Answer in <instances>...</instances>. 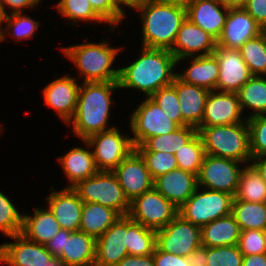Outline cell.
Returning <instances> with one entry per match:
<instances>
[{
    "label": "cell",
    "instance_id": "6da1fadb",
    "mask_svg": "<svg viewBox=\"0 0 266 266\" xmlns=\"http://www.w3.org/2000/svg\"><path fill=\"white\" fill-rule=\"evenodd\" d=\"M141 52L132 64L119 68V89L135 88L151 97L160 88L173 83L177 60L167 49L142 47Z\"/></svg>",
    "mask_w": 266,
    "mask_h": 266
},
{
    "label": "cell",
    "instance_id": "7a4b0ae2",
    "mask_svg": "<svg viewBox=\"0 0 266 266\" xmlns=\"http://www.w3.org/2000/svg\"><path fill=\"white\" fill-rule=\"evenodd\" d=\"M78 93L76 110L72 123L73 133L83 141L93 134L110 130L106 129L111 106L112 91L119 88L118 81L83 82Z\"/></svg>",
    "mask_w": 266,
    "mask_h": 266
},
{
    "label": "cell",
    "instance_id": "3957f363",
    "mask_svg": "<svg viewBox=\"0 0 266 266\" xmlns=\"http://www.w3.org/2000/svg\"><path fill=\"white\" fill-rule=\"evenodd\" d=\"M135 9L143 20L142 46L170 50L187 18L186 7L166 0H143Z\"/></svg>",
    "mask_w": 266,
    "mask_h": 266
},
{
    "label": "cell",
    "instance_id": "277c9868",
    "mask_svg": "<svg viewBox=\"0 0 266 266\" xmlns=\"http://www.w3.org/2000/svg\"><path fill=\"white\" fill-rule=\"evenodd\" d=\"M197 130L203 141L205 154L232 159L242 164L252 161L247 120L230 125L199 127Z\"/></svg>",
    "mask_w": 266,
    "mask_h": 266
},
{
    "label": "cell",
    "instance_id": "5b68a950",
    "mask_svg": "<svg viewBox=\"0 0 266 266\" xmlns=\"http://www.w3.org/2000/svg\"><path fill=\"white\" fill-rule=\"evenodd\" d=\"M65 56L74 62L83 82H111L119 80V69H112V63L119 48L102 43H84L62 49Z\"/></svg>",
    "mask_w": 266,
    "mask_h": 266
},
{
    "label": "cell",
    "instance_id": "8992f818",
    "mask_svg": "<svg viewBox=\"0 0 266 266\" xmlns=\"http://www.w3.org/2000/svg\"><path fill=\"white\" fill-rule=\"evenodd\" d=\"M72 189L83 202L110 207L121 216L128 215L130 211V202L112 171H98L95 175L78 182Z\"/></svg>",
    "mask_w": 266,
    "mask_h": 266
},
{
    "label": "cell",
    "instance_id": "52a82bcc",
    "mask_svg": "<svg viewBox=\"0 0 266 266\" xmlns=\"http://www.w3.org/2000/svg\"><path fill=\"white\" fill-rule=\"evenodd\" d=\"M195 190L193 195L178 208V214L193 225L203 227L212 221L232 214L234 196L220 191Z\"/></svg>",
    "mask_w": 266,
    "mask_h": 266
},
{
    "label": "cell",
    "instance_id": "ba28073f",
    "mask_svg": "<svg viewBox=\"0 0 266 266\" xmlns=\"http://www.w3.org/2000/svg\"><path fill=\"white\" fill-rule=\"evenodd\" d=\"M84 142L92 148L93 158L98 171H113L132 151V139L120 134L116 127L96 133Z\"/></svg>",
    "mask_w": 266,
    "mask_h": 266
},
{
    "label": "cell",
    "instance_id": "9c48e42d",
    "mask_svg": "<svg viewBox=\"0 0 266 266\" xmlns=\"http://www.w3.org/2000/svg\"><path fill=\"white\" fill-rule=\"evenodd\" d=\"M178 215V208L155 188L130 202L128 216L144 227L158 230Z\"/></svg>",
    "mask_w": 266,
    "mask_h": 266
},
{
    "label": "cell",
    "instance_id": "30bf717a",
    "mask_svg": "<svg viewBox=\"0 0 266 266\" xmlns=\"http://www.w3.org/2000/svg\"><path fill=\"white\" fill-rule=\"evenodd\" d=\"M168 115L147 97L133 112L130 127L134 137H131L134 147L141 145L147 138L161 136L174 132L179 126L167 117Z\"/></svg>",
    "mask_w": 266,
    "mask_h": 266
},
{
    "label": "cell",
    "instance_id": "8fae6325",
    "mask_svg": "<svg viewBox=\"0 0 266 266\" xmlns=\"http://www.w3.org/2000/svg\"><path fill=\"white\" fill-rule=\"evenodd\" d=\"M156 246L163 252L188 257L202 246L201 227L178 214L165 227L156 230Z\"/></svg>",
    "mask_w": 266,
    "mask_h": 266
},
{
    "label": "cell",
    "instance_id": "7c38bea8",
    "mask_svg": "<svg viewBox=\"0 0 266 266\" xmlns=\"http://www.w3.org/2000/svg\"><path fill=\"white\" fill-rule=\"evenodd\" d=\"M240 162L205 154L197 176L198 187L235 195L241 169Z\"/></svg>",
    "mask_w": 266,
    "mask_h": 266
},
{
    "label": "cell",
    "instance_id": "4fadbf2b",
    "mask_svg": "<svg viewBox=\"0 0 266 266\" xmlns=\"http://www.w3.org/2000/svg\"><path fill=\"white\" fill-rule=\"evenodd\" d=\"M129 202L154 188L146 162L135 149L113 171Z\"/></svg>",
    "mask_w": 266,
    "mask_h": 266
},
{
    "label": "cell",
    "instance_id": "5bb4252c",
    "mask_svg": "<svg viewBox=\"0 0 266 266\" xmlns=\"http://www.w3.org/2000/svg\"><path fill=\"white\" fill-rule=\"evenodd\" d=\"M213 55L218 60L219 65L216 91L237 93L252 77L240 51L216 45Z\"/></svg>",
    "mask_w": 266,
    "mask_h": 266
},
{
    "label": "cell",
    "instance_id": "9a60e30c",
    "mask_svg": "<svg viewBox=\"0 0 266 266\" xmlns=\"http://www.w3.org/2000/svg\"><path fill=\"white\" fill-rule=\"evenodd\" d=\"M13 243L0 245V262L10 266H44L54 256L45 245L33 242L22 234L11 236Z\"/></svg>",
    "mask_w": 266,
    "mask_h": 266
},
{
    "label": "cell",
    "instance_id": "2e32d148",
    "mask_svg": "<svg viewBox=\"0 0 266 266\" xmlns=\"http://www.w3.org/2000/svg\"><path fill=\"white\" fill-rule=\"evenodd\" d=\"M216 45L217 41L211 35L186 18L177 32L173 47L169 51L178 63L190 56L212 55ZM199 51L203 52L196 55Z\"/></svg>",
    "mask_w": 266,
    "mask_h": 266
},
{
    "label": "cell",
    "instance_id": "e0dca14e",
    "mask_svg": "<svg viewBox=\"0 0 266 266\" xmlns=\"http://www.w3.org/2000/svg\"><path fill=\"white\" fill-rule=\"evenodd\" d=\"M261 34V26L244 8H229L217 46L239 50L249 39Z\"/></svg>",
    "mask_w": 266,
    "mask_h": 266
},
{
    "label": "cell",
    "instance_id": "ac0fdd59",
    "mask_svg": "<svg viewBox=\"0 0 266 266\" xmlns=\"http://www.w3.org/2000/svg\"><path fill=\"white\" fill-rule=\"evenodd\" d=\"M127 215L120 216L113 225L96 239L94 266H116L127 252Z\"/></svg>",
    "mask_w": 266,
    "mask_h": 266
},
{
    "label": "cell",
    "instance_id": "d6986e66",
    "mask_svg": "<svg viewBox=\"0 0 266 266\" xmlns=\"http://www.w3.org/2000/svg\"><path fill=\"white\" fill-rule=\"evenodd\" d=\"M219 92V93H217ZM241 107L237 93L210 91L200 127L230 125L246 121L241 119Z\"/></svg>",
    "mask_w": 266,
    "mask_h": 266
},
{
    "label": "cell",
    "instance_id": "ffe728a7",
    "mask_svg": "<svg viewBox=\"0 0 266 266\" xmlns=\"http://www.w3.org/2000/svg\"><path fill=\"white\" fill-rule=\"evenodd\" d=\"M197 187V175L180 168L154 179V188L177 208H180L193 195Z\"/></svg>",
    "mask_w": 266,
    "mask_h": 266
},
{
    "label": "cell",
    "instance_id": "44dd1931",
    "mask_svg": "<svg viewBox=\"0 0 266 266\" xmlns=\"http://www.w3.org/2000/svg\"><path fill=\"white\" fill-rule=\"evenodd\" d=\"M79 88L75 77L64 76L52 81L43 90L45 104L53 108L67 124L74 116Z\"/></svg>",
    "mask_w": 266,
    "mask_h": 266
},
{
    "label": "cell",
    "instance_id": "7402d4cb",
    "mask_svg": "<svg viewBox=\"0 0 266 266\" xmlns=\"http://www.w3.org/2000/svg\"><path fill=\"white\" fill-rule=\"evenodd\" d=\"M52 193L46 198L48 208L53 213L56 221L62 229L69 231H79L83 201L72 188H64Z\"/></svg>",
    "mask_w": 266,
    "mask_h": 266
},
{
    "label": "cell",
    "instance_id": "603a6c76",
    "mask_svg": "<svg viewBox=\"0 0 266 266\" xmlns=\"http://www.w3.org/2000/svg\"><path fill=\"white\" fill-rule=\"evenodd\" d=\"M224 9V12L220 9ZM187 18L216 41L222 34L229 11L218 0H196L186 7Z\"/></svg>",
    "mask_w": 266,
    "mask_h": 266
},
{
    "label": "cell",
    "instance_id": "cb8c5ba5",
    "mask_svg": "<svg viewBox=\"0 0 266 266\" xmlns=\"http://www.w3.org/2000/svg\"><path fill=\"white\" fill-rule=\"evenodd\" d=\"M172 85L176 89L183 121L198 129L204 115L205 103L210 91L183 82L177 76Z\"/></svg>",
    "mask_w": 266,
    "mask_h": 266
},
{
    "label": "cell",
    "instance_id": "d4e9b609",
    "mask_svg": "<svg viewBox=\"0 0 266 266\" xmlns=\"http://www.w3.org/2000/svg\"><path fill=\"white\" fill-rule=\"evenodd\" d=\"M96 239L82 231L64 229L63 252L58 258L66 266H94Z\"/></svg>",
    "mask_w": 266,
    "mask_h": 266
},
{
    "label": "cell",
    "instance_id": "484cf974",
    "mask_svg": "<svg viewBox=\"0 0 266 266\" xmlns=\"http://www.w3.org/2000/svg\"><path fill=\"white\" fill-rule=\"evenodd\" d=\"M61 229L49 208H35L34 215H23L21 233L30 241L45 245Z\"/></svg>",
    "mask_w": 266,
    "mask_h": 266
},
{
    "label": "cell",
    "instance_id": "4316f807",
    "mask_svg": "<svg viewBox=\"0 0 266 266\" xmlns=\"http://www.w3.org/2000/svg\"><path fill=\"white\" fill-rule=\"evenodd\" d=\"M240 235V226L232 214L201 227V243L204 247L238 245Z\"/></svg>",
    "mask_w": 266,
    "mask_h": 266
},
{
    "label": "cell",
    "instance_id": "83f0119b",
    "mask_svg": "<svg viewBox=\"0 0 266 266\" xmlns=\"http://www.w3.org/2000/svg\"><path fill=\"white\" fill-rule=\"evenodd\" d=\"M191 65L182 73L176 76L183 82L205 88L208 91H216V84L219 77V65L216 57L196 56L192 58Z\"/></svg>",
    "mask_w": 266,
    "mask_h": 266
},
{
    "label": "cell",
    "instance_id": "f1b7e54d",
    "mask_svg": "<svg viewBox=\"0 0 266 266\" xmlns=\"http://www.w3.org/2000/svg\"><path fill=\"white\" fill-rule=\"evenodd\" d=\"M121 215L99 203L84 202L79 230L98 239Z\"/></svg>",
    "mask_w": 266,
    "mask_h": 266
},
{
    "label": "cell",
    "instance_id": "f546056e",
    "mask_svg": "<svg viewBox=\"0 0 266 266\" xmlns=\"http://www.w3.org/2000/svg\"><path fill=\"white\" fill-rule=\"evenodd\" d=\"M62 165L65 175L74 187L78 182L85 180L98 172L92 151L75 147L58 159Z\"/></svg>",
    "mask_w": 266,
    "mask_h": 266
},
{
    "label": "cell",
    "instance_id": "4dcf8cb0",
    "mask_svg": "<svg viewBox=\"0 0 266 266\" xmlns=\"http://www.w3.org/2000/svg\"><path fill=\"white\" fill-rule=\"evenodd\" d=\"M197 133L198 130L195 127L189 125L181 126L172 133L149 137L135 149L138 152L175 154L177 150L187 144Z\"/></svg>",
    "mask_w": 266,
    "mask_h": 266
},
{
    "label": "cell",
    "instance_id": "1f68e13d",
    "mask_svg": "<svg viewBox=\"0 0 266 266\" xmlns=\"http://www.w3.org/2000/svg\"><path fill=\"white\" fill-rule=\"evenodd\" d=\"M232 215L241 231L250 229L266 231V203L247 202L234 198Z\"/></svg>",
    "mask_w": 266,
    "mask_h": 266
},
{
    "label": "cell",
    "instance_id": "d6a6232c",
    "mask_svg": "<svg viewBox=\"0 0 266 266\" xmlns=\"http://www.w3.org/2000/svg\"><path fill=\"white\" fill-rule=\"evenodd\" d=\"M127 252L132 256H147L156 248V230L134 222L127 215Z\"/></svg>",
    "mask_w": 266,
    "mask_h": 266
},
{
    "label": "cell",
    "instance_id": "836d02e7",
    "mask_svg": "<svg viewBox=\"0 0 266 266\" xmlns=\"http://www.w3.org/2000/svg\"><path fill=\"white\" fill-rule=\"evenodd\" d=\"M264 76H252L237 92L241 110L251 108L252 118L266 114V78Z\"/></svg>",
    "mask_w": 266,
    "mask_h": 266
},
{
    "label": "cell",
    "instance_id": "e575fe53",
    "mask_svg": "<svg viewBox=\"0 0 266 266\" xmlns=\"http://www.w3.org/2000/svg\"><path fill=\"white\" fill-rule=\"evenodd\" d=\"M234 198L247 202L266 203V183L252 165L241 170Z\"/></svg>",
    "mask_w": 266,
    "mask_h": 266
},
{
    "label": "cell",
    "instance_id": "d590c367",
    "mask_svg": "<svg viewBox=\"0 0 266 266\" xmlns=\"http://www.w3.org/2000/svg\"><path fill=\"white\" fill-rule=\"evenodd\" d=\"M239 51L252 76L266 75V44L261 34L245 42Z\"/></svg>",
    "mask_w": 266,
    "mask_h": 266
},
{
    "label": "cell",
    "instance_id": "8d00e7d4",
    "mask_svg": "<svg viewBox=\"0 0 266 266\" xmlns=\"http://www.w3.org/2000/svg\"><path fill=\"white\" fill-rule=\"evenodd\" d=\"M178 168L198 176L205 156L203 141L197 133L187 144L174 154Z\"/></svg>",
    "mask_w": 266,
    "mask_h": 266
},
{
    "label": "cell",
    "instance_id": "74e56055",
    "mask_svg": "<svg viewBox=\"0 0 266 266\" xmlns=\"http://www.w3.org/2000/svg\"><path fill=\"white\" fill-rule=\"evenodd\" d=\"M59 12L67 17L69 20H73L74 25L79 21H97L102 23L104 20L94 11L88 0H60L55 4Z\"/></svg>",
    "mask_w": 266,
    "mask_h": 266
},
{
    "label": "cell",
    "instance_id": "f35d334b",
    "mask_svg": "<svg viewBox=\"0 0 266 266\" xmlns=\"http://www.w3.org/2000/svg\"><path fill=\"white\" fill-rule=\"evenodd\" d=\"M23 215L18 212L10 199L0 191V231L4 236L11 237L21 233Z\"/></svg>",
    "mask_w": 266,
    "mask_h": 266
},
{
    "label": "cell",
    "instance_id": "ab89813d",
    "mask_svg": "<svg viewBox=\"0 0 266 266\" xmlns=\"http://www.w3.org/2000/svg\"><path fill=\"white\" fill-rule=\"evenodd\" d=\"M150 98L155 101L164 113L168 115L167 117L174 121L179 127L187 125L182 119L176 89L172 84L160 88Z\"/></svg>",
    "mask_w": 266,
    "mask_h": 266
},
{
    "label": "cell",
    "instance_id": "60d3db41",
    "mask_svg": "<svg viewBox=\"0 0 266 266\" xmlns=\"http://www.w3.org/2000/svg\"><path fill=\"white\" fill-rule=\"evenodd\" d=\"M242 263L238 245L207 247V266H242Z\"/></svg>",
    "mask_w": 266,
    "mask_h": 266
},
{
    "label": "cell",
    "instance_id": "b9f144b4",
    "mask_svg": "<svg viewBox=\"0 0 266 266\" xmlns=\"http://www.w3.org/2000/svg\"><path fill=\"white\" fill-rule=\"evenodd\" d=\"M5 21L8 22V26H6V30L3 28L2 35L0 36V42L4 40L5 32L8 34L11 33V36L20 40L28 39L33 36L32 34L36 29H38L37 27L39 25V22L28 16H23L21 13L8 14Z\"/></svg>",
    "mask_w": 266,
    "mask_h": 266
},
{
    "label": "cell",
    "instance_id": "7bdbcfd3",
    "mask_svg": "<svg viewBox=\"0 0 266 266\" xmlns=\"http://www.w3.org/2000/svg\"><path fill=\"white\" fill-rule=\"evenodd\" d=\"M250 130V151L252 157L266 155V115L246 118Z\"/></svg>",
    "mask_w": 266,
    "mask_h": 266
},
{
    "label": "cell",
    "instance_id": "ee69618b",
    "mask_svg": "<svg viewBox=\"0 0 266 266\" xmlns=\"http://www.w3.org/2000/svg\"><path fill=\"white\" fill-rule=\"evenodd\" d=\"M144 158L153 179L178 168L174 154L161 152H139Z\"/></svg>",
    "mask_w": 266,
    "mask_h": 266
},
{
    "label": "cell",
    "instance_id": "f6af8a7d",
    "mask_svg": "<svg viewBox=\"0 0 266 266\" xmlns=\"http://www.w3.org/2000/svg\"><path fill=\"white\" fill-rule=\"evenodd\" d=\"M238 247L243 255L266 253V231L257 229L241 231Z\"/></svg>",
    "mask_w": 266,
    "mask_h": 266
},
{
    "label": "cell",
    "instance_id": "bcb514c9",
    "mask_svg": "<svg viewBox=\"0 0 266 266\" xmlns=\"http://www.w3.org/2000/svg\"><path fill=\"white\" fill-rule=\"evenodd\" d=\"M94 11L113 28L122 21L125 12L113 0H88ZM118 23V24H117ZM116 24V25H115Z\"/></svg>",
    "mask_w": 266,
    "mask_h": 266
},
{
    "label": "cell",
    "instance_id": "7dc6e473",
    "mask_svg": "<svg viewBox=\"0 0 266 266\" xmlns=\"http://www.w3.org/2000/svg\"><path fill=\"white\" fill-rule=\"evenodd\" d=\"M153 258L155 266H191L186 257L163 252L157 246Z\"/></svg>",
    "mask_w": 266,
    "mask_h": 266
},
{
    "label": "cell",
    "instance_id": "c3c4849f",
    "mask_svg": "<svg viewBox=\"0 0 266 266\" xmlns=\"http://www.w3.org/2000/svg\"><path fill=\"white\" fill-rule=\"evenodd\" d=\"M261 26H266V0H247L243 7Z\"/></svg>",
    "mask_w": 266,
    "mask_h": 266
},
{
    "label": "cell",
    "instance_id": "681fc988",
    "mask_svg": "<svg viewBox=\"0 0 266 266\" xmlns=\"http://www.w3.org/2000/svg\"><path fill=\"white\" fill-rule=\"evenodd\" d=\"M63 243L64 229L61 228L59 232L45 244V247L54 257H58L63 252Z\"/></svg>",
    "mask_w": 266,
    "mask_h": 266
},
{
    "label": "cell",
    "instance_id": "f907efd6",
    "mask_svg": "<svg viewBox=\"0 0 266 266\" xmlns=\"http://www.w3.org/2000/svg\"><path fill=\"white\" fill-rule=\"evenodd\" d=\"M1 4L3 5V8L6 12V7L4 6H8L10 9H12L10 12L11 14L13 13H22L21 9L25 8V7H35L34 5H36L37 3L39 4V2L41 0H0Z\"/></svg>",
    "mask_w": 266,
    "mask_h": 266
},
{
    "label": "cell",
    "instance_id": "816d5d0a",
    "mask_svg": "<svg viewBox=\"0 0 266 266\" xmlns=\"http://www.w3.org/2000/svg\"><path fill=\"white\" fill-rule=\"evenodd\" d=\"M186 258L191 266H207V247L197 248Z\"/></svg>",
    "mask_w": 266,
    "mask_h": 266
},
{
    "label": "cell",
    "instance_id": "f5cc1de1",
    "mask_svg": "<svg viewBox=\"0 0 266 266\" xmlns=\"http://www.w3.org/2000/svg\"><path fill=\"white\" fill-rule=\"evenodd\" d=\"M242 266H266V253L243 255Z\"/></svg>",
    "mask_w": 266,
    "mask_h": 266
},
{
    "label": "cell",
    "instance_id": "db71d44e",
    "mask_svg": "<svg viewBox=\"0 0 266 266\" xmlns=\"http://www.w3.org/2000/svg\"><path fill=\"white\" fill-rule=\"evenodd\" d=\"M256 160V161H255ZM251 165L255 168V170L260 174L262 180L266 183V155L253 157Z\"/></svg>",
    "mask_w": 266,
    "mask_h": 266
},
{
    "label": "cell",
    "instance_id": "11a10c76",
    "mask_svg": "<svg viewBox=\"0 0 266 266\" xmlns=\"http://www.w3.org/2000/svg\"><path fill=\"white\" fill-rule=\"evenodd\" d=\"M223 6L228 8H243L247 0H218Z\"/></svg>",
    "mask_w": 266,
    "mask_h": 266
},
{
    "label": "cell",
    "instance_id": "9f6ffc18",
    "mask_svg": "<svg viewBox=\"0 0 266 266\" xmlns=\"http://www.w3.org/2000/svg\"><path fill=\"white\" fill-rule=\"evenodd\" d=\"M116 266H138V256L127 255Z\"/></svg>",
    "mask_w": 266,
    "mask_h": 266
},
{
    "label": "cell",
    "instance_id": "6f0895ef",
    "mask_svg": "<svg viewBox=\"0 0 266 266\" xmlns=\"http://www.w3.org/2000/svg\"><path fill=\"white\" fill-rule=\"evenodd\" d=\"M114 3L122 9V5H126L129 8H136L143 0H113Z\"/></svg>",
    "mask_w": 266,
    "mask_h": 266
},
{
    "label": "cell",
    "instance_id": "680465c9",
    "mask_svg": "<svg viewBox=\"0 0 266 266\" xmlns=\"http://www.w3.org/2000/svg\"><path fill=\"white\" fill-rule=\"evenodd\" d=\"M138 266H155L153 254L147 256H138Z\"/></svg>",
    "mask_w": 266,
    "mask_h": 266
},
{
    "label": "cell",
    "instance_id": "91938a15",
    "mask_svg": "<svg viewBox=\"0 0 266 266\" xmlns=\"http://www.w3.org/2000/svg\"><path fill=\"white\" fill-rule=\"evenodd\" d=\"M44 266H66L58 257H53Z\"/></svg>",
    "mask_w": 266,
    "mask_h": 266
},
{
    "label": "cell",
    "instance_id": "94428289",
    "mask_svg": "<svg viewBox=\"0 0 266 266\" xmlns=\"http://www.w3.org/2000/svg\"><path fill=\"white\" fill-rule=\"evenodd\" d=\"M7 15H8V12H5L3 5L1 4V1H0V26L3 23V21L6 20ZM1 28L2 27H0V36L2 35V32H3Z\"/></svg>",
    "mask_w": 266,
    "mask_h": 266
},
{
    "label": "cell",
    "instance_id": "6125c7cd",
    "mask_svg": "<svg viewBox=\"0 0 266 266\" xmlns=\"http://www.w3.org/2000/svg\"><path fill=\"white\" fill-rule=\"evenodd\" d=\"M166 1L187 7L189 4L193 3L196 0H166Z\"/></svg>",
    "mask_w": 266,
    "mask_h": 266
},
{
    "label": "cell",
    "instance_id": "be15d7a7",
    "mask_svg": "<svg viewBox=\"0 0 266 266\" xmlns=\"http://www.w3.org/2000/svg\"><path fill=\"white\" fill-rule=\"evenodd\" d=\"M261 35L264 38L265 44H266V26L261 27Z\"/></svg>",
    "mask_w": 266,
    "mask_h": 266
}]
</instances>
